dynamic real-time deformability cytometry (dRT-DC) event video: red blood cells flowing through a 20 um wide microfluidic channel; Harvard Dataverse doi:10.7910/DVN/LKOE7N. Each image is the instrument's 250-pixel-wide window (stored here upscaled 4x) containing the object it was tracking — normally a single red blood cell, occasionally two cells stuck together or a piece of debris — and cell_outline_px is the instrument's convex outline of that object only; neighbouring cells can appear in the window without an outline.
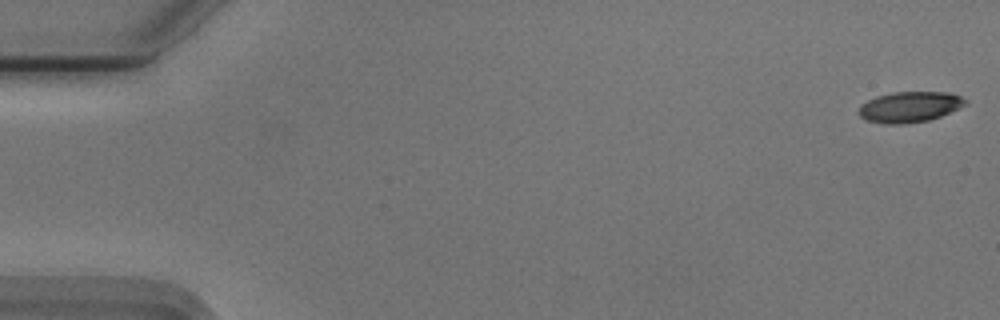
{"species": "Egyptian fruit bat (a non-hibernating species)", "species_latin": "Rousettus aegyptiacus", "temperature_condition": "cold", "stored_images_in_passage": 13, "camera_frame_rate_fps": 3000, "um_per_image_px": 0.085, "animal": {"sex": "male"}, "frame": {"image": 1, "passage_image": 1, "time_ms": 0.0, "image_size_px": [1000, 320], "cell_outline_px": [[968, 104], [940, 116], [928, 120], [904, 124], [884, 124], [868, 120], [860, 116], [856, 112], [860, 104], [876, 96], [892, 92], [948, 92], [960, 96], [968, 100]], "centroid_in_image_um": [77.3, 9.08], "position_along_channel_um": 7.7, "area_um2": 19.19}}